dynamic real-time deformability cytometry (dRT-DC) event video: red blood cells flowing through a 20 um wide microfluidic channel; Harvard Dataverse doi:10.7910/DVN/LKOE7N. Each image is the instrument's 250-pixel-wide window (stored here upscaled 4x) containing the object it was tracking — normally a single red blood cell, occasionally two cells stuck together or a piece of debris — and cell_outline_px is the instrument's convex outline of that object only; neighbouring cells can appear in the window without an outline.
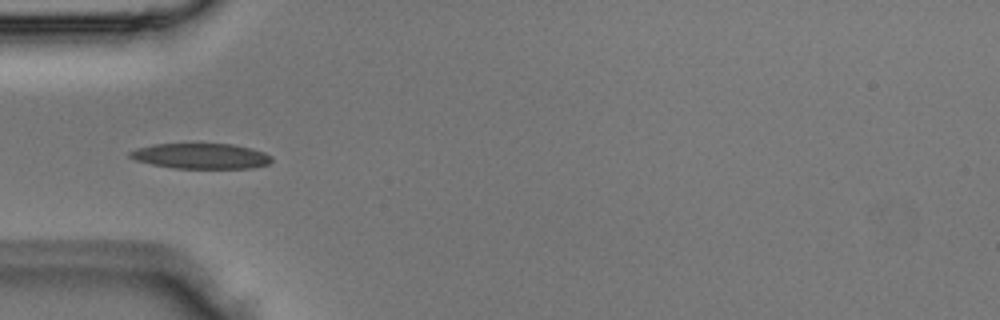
{"species": "Egyptian fruit bat (a non-hibernating species)", "species_latin": "Rousettus aegyptiacus", "temperature_condition": "room temperature", "stored_images_in_passage": 3, "camera_frame_rate_fps": 3000, "um_per_image_px": 0.085, "animal": {"sex": "male"}, "frame": {"image": 1, "passage_image": 3, "time_ms": 0.667, "image_size_px": [1000, 320], "cell_outline_px": [[272, 160], [268, 164], [252, 168], [172, 168], [152, 164], [136, 160], [128, 156], [128, 152], [136, 148], [156, 144], [232, 144], [252, 148], [264, 152], [272, 156]], "centroid_in_image_um": [17.09, 13.26], "position_along_channel_um": 67.9, "area_um2": 20.98}}